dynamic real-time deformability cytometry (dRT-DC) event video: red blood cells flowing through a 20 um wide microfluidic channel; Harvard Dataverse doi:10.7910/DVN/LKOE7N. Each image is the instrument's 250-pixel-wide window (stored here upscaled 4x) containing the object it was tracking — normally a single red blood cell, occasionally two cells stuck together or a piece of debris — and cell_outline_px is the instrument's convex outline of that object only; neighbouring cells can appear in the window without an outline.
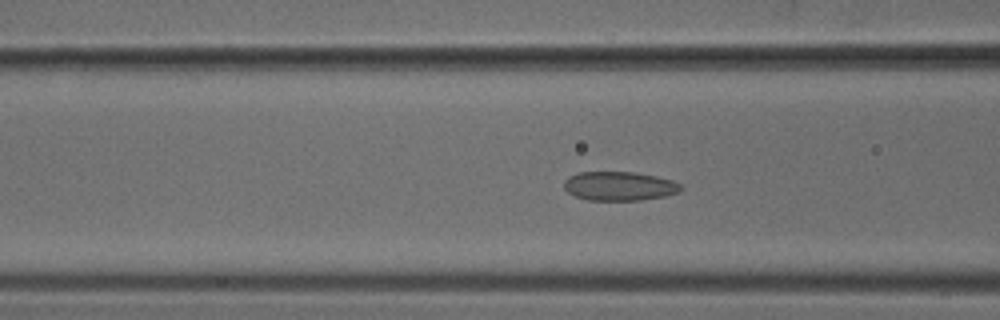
{"species": "common noctule bat (a hibernating species)", "species_latin": "Nyctalus noctula", "temperature_condition": "cold", "stored_images_in_passage": 53, "camera_frame_rate_fps": 3000, "um_per_image_px": 0.085, "animal": {"sex": "male", "body_mass_g": 18.8}, "frame": {"image": 1, "passage_image": 21, "time_ms": 6.667, "image_size_px": [1000, 320], "cell_outline_px": [[680, 192], [664, 196], [640, 200], [588, 200], [576, 196], [568, 192], [564, 188], [564, 180], [568, 176], [576, 172], [636, 172], [656, 176], [672, 180], [680, 184]], "centroid_in_image_um": [52.61, 15.81], "position_along_channel_um": 114.0, "area_um2": 19.77}}
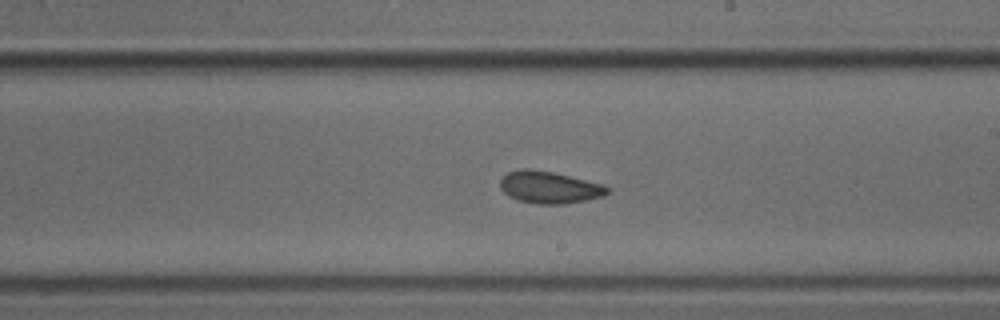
{"frame": {"image": 2, "passage_image": 31, "time_ms": 10.0, "image_size_px": [1000, 320], "cell_outline_px": [[608, 192], [604, 196], [564, 204], [540, 204], [520, 200], [508, 196], [500, 188], [500, 180], [508, 172], [520, 168], [528, 168], [552, 172], [600, 184], [608, 188]], "centroid_in_image_um": [46.64, 15.92], "position_along_channel_um": 242.4, "area_um2": 19.65}}
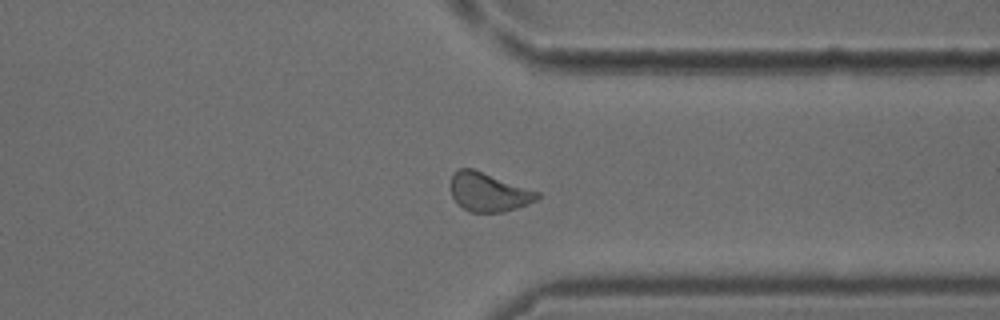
{"frame": {"image": 3, "passage_image": 41, "time_ms": 13.333, "image_size_px": [1000, 320], "cell_outline_px": [[540, 196], [536, 200], [528, 204], [504, 212], [468, 212], [452, 196], [452, 176], [460, 168], [472, 168], [540, 192]], "centroid_in_image_um": [41.56, 16.34], "position_along_channel_um": 369.8, "area_um2": 19.25}}